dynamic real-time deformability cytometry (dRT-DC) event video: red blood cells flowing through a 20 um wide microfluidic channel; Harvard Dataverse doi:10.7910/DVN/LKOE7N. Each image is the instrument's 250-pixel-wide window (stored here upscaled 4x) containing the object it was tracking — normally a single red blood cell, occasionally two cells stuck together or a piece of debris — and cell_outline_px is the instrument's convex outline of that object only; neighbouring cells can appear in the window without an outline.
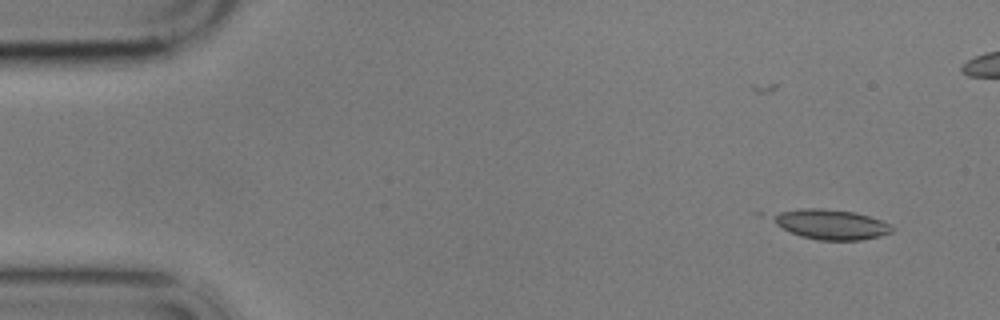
{"species": "common noctule bat (a hibernating species)", "species_latin": "Nyctalus noctula", "temperature_condition": "cold", "stored_images_in_passage": 14, "camera_frame_rate_fps": 3000, "um_per_image_px": 0.085, "animal": {"sex": "male", "body_mass_g": 17.9}, "frame": {"image": 1, "passage_image": 2, "time_ms": 1.667, "image_size_px": [1000, 320], "cell_outline_px": [[896, 228], [892, 232], [880, 236], [860, 240], [820, 240], [800, 236], [776, 224], [768, 216], [780, 212], [800, 208], [824, 208], [856, 212], [892, 224]], "centroid_in_image_um": [70.66, 19.06], "position_along_channel_um": 14.3, "area_um2": 20.92}}
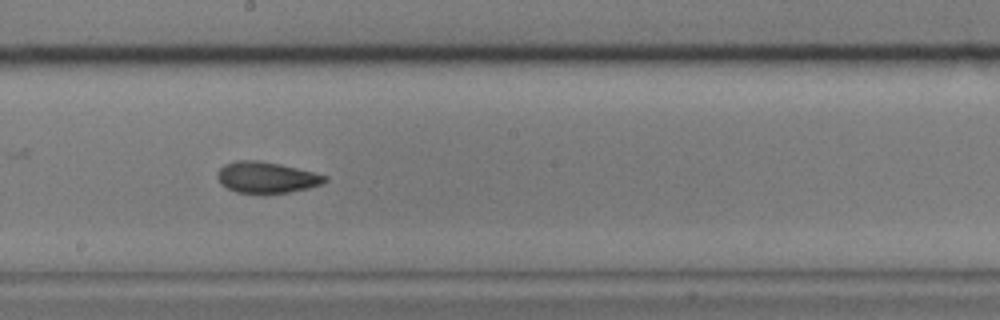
{"frame": {"image": 2, "passage_image": 9, "time_ms": 10.667, "image_size_px": [1000, 320], "cell_outline_px": [[328, 180], [324, 184], [308, 188], [288, 192], [264, 196], [236, 192], [220, 184], [216, 176], [220, 168], [224, 164], [236, 160], [256, 160], [280, 164], [328, 176]], "centroid_in_image_um": [22.64, 15.11], "position_along_channel_um": 225.6, "area_um2": 20.06}}
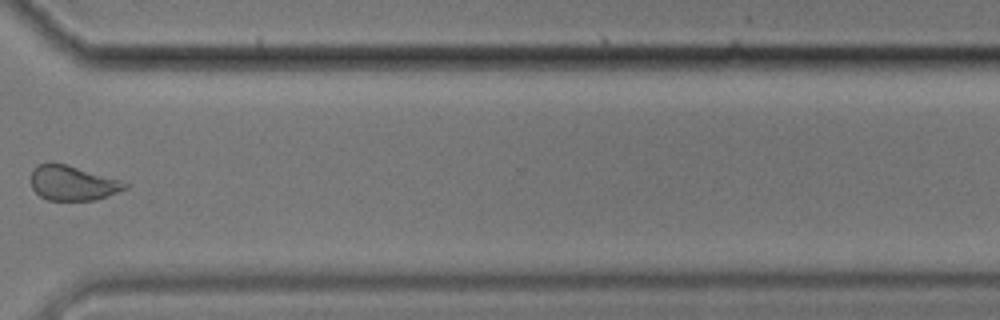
{"frame": {"image": 3, "passage_image": 12, "time_ms": 14.667, "image_size_px": [1000, 320], "cell_outline_px": [[132, 184], [128, 188], [108, 196], [96, 200], [48, 200], [40, 196], [32, 188], [32, 168], [36, 164], [64, 164], [124, 180]], "centroid_in_image_um": [6.25, 15.57], "position_along_channel_um": 364.4, "area_um2": 19.13}}